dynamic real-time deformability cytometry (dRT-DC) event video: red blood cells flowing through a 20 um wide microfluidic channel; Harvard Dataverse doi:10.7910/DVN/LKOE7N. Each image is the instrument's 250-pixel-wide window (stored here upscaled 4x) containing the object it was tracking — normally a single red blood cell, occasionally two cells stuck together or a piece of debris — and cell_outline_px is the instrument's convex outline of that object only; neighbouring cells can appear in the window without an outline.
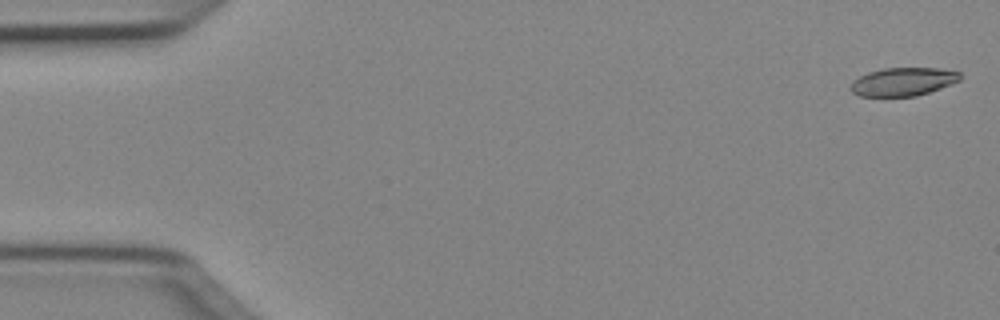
{"species": "Egyptian fruit bat (a non-hibernating species)", "species_latin": "Rousettus aegyptiacus", "temperature_condition": "cold", "stored_images_in_passage": 13, "camera_frame_rate_fps": 3000, "um_per_image_px": 0.085, "animal": {"sex": "female"}, "frame": {"image": 1, "passage_image": 1, "time_ms": 0.0, "image_size_px": [1000, 320], "cell_outline_px": [[964, 76], [960, 80], [952, 84], [916, 96], [860, 96], [852, 92], [852, 80], [868, 72], [884, 68], [940, 68], [960, 72]], "centroid_in_image_um": [76.8, 6.93], "position_along_channel_um": 8.2, "area_um2": 18.03}}